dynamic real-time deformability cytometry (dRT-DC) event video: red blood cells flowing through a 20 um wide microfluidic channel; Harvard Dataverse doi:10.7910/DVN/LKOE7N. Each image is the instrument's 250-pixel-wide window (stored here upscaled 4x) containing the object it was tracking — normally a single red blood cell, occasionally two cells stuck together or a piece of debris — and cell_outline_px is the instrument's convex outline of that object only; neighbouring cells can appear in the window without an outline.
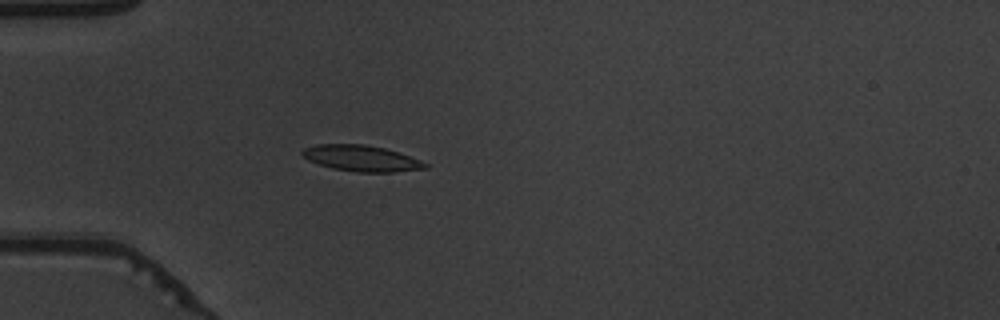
{"species": "common noctule bat (a hibernating species)", "species_latin": "Nyctalus noctula", "temperature_condition": "warm", "stored_images_in_passage": 39, "camera_frame_rate_fps": 3000, "um_per_image_px": 0.085, "animal": {"sex": "male", "body_mass_g": 19.5, "forearm_length_mm": 54.6}, "frame": {"image": 1, "passage_image": 2, "time_ms": 0.333, "image_size_px": [1000, 320], "cell_outline_px": [[428, 168], [396, 172], [356, 172], [332, 168], [308, 160], [300, 152], [304, 148], [316, 144], [364, 144], [384, 148], [420, 160], [428, 164]], "centroid_in_image_um": [30.71, 13.46], "position_along_channel_um": 54.3, "area_um2": 18.5}}
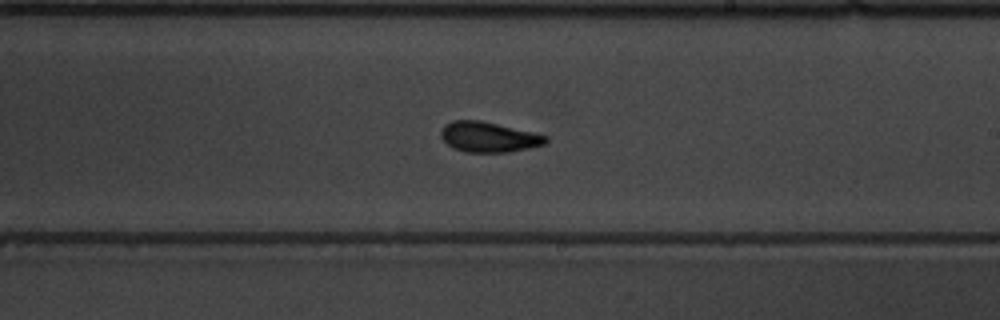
{"frame": {"image": 2, "passage_image": 18, "time_ms": 5.667, "image_size_px": [1000, 320], "cell_outline_px": [[548, 140], [544, 144], [528, 148], [508, 152], [464, 152], [452, 148], [440, 136], [440, 132], [444, 124], [452, 120], [480, 120], [532, 132], [548, 136]], "centroid_in_image_um": [41.49, 11.64], "position_along_channel_um": 247.5, "area_um2": 18.44}}
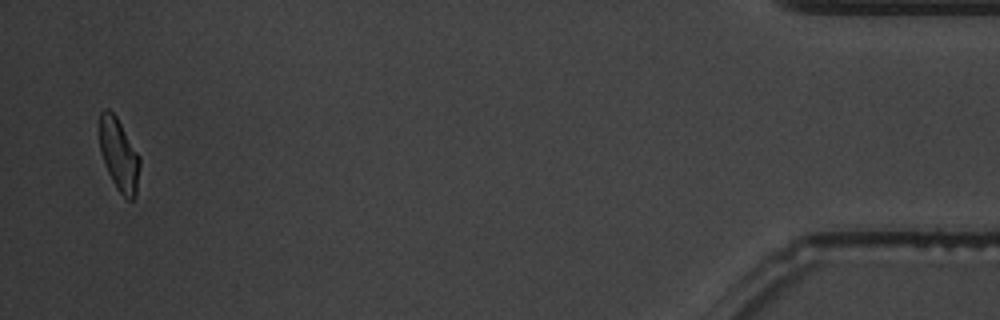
{"frame": {"image": 3, "passage_image": 38, "time_ms": 12.333, "image_size_px": [1000, 320], "cell_outline_px": [[140, 164], [136, 196], [132, 200], [128, 200], [116, 188], [108, 172], [100, 152], [96, 124], [100, 112], [104, 108], [108, 108], [116, 116], [140, 156]], "centroid_in_image_um": [10.06, 13.08], "position_along_channel_um": 425.1, "area_um2": 17.51}, "authors_computed_cell_mechanics": {"area_um2": 18.0914, "velocity_mm_per_s": 3.8346, "shape_relaxation_time_tau1_ms": 3.7909, "shape_relaxation_time_tau2_ms": 1.7024, "deformation_change_tau1": 0.1612, "deformation_change_tau2": 0.0693}}